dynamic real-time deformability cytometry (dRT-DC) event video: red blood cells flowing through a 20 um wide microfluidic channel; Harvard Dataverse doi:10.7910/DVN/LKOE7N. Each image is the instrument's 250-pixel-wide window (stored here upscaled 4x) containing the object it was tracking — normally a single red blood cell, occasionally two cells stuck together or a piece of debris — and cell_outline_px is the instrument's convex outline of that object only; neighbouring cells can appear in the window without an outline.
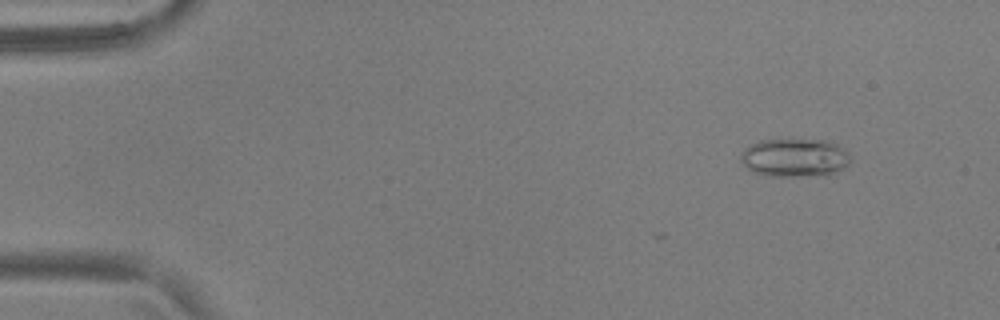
{"species": "common noctule bat (a hibernating species)", "species_latin": "Nyctalus noctula", "temperature_condition": "warm", "stored_images_in_passage": 6, "camera_frame_rate_fps": 3000, "um_per_image_px": 0.085, "animal": {"sex": "male", "body_mass_g": 17.9, "forearm_length_mm": 54.2}, "frame": {"image": 1, "passage_image": 6, "time_ms": 1.667, "image_size_px": [1000, 320], "cell_outline_px": [[852, 160], [848, 164], [836, 172], [828, 176], [764, 176], [752, 172], [740, 160], [740, 156], [744, 148], [760, 140], [828, 140], [836, 144], [848, 152]], "centroid_in_image_um": [67.56, 13.42], "position_along_channel_um": 17.4, "area_um2": 24.8}}